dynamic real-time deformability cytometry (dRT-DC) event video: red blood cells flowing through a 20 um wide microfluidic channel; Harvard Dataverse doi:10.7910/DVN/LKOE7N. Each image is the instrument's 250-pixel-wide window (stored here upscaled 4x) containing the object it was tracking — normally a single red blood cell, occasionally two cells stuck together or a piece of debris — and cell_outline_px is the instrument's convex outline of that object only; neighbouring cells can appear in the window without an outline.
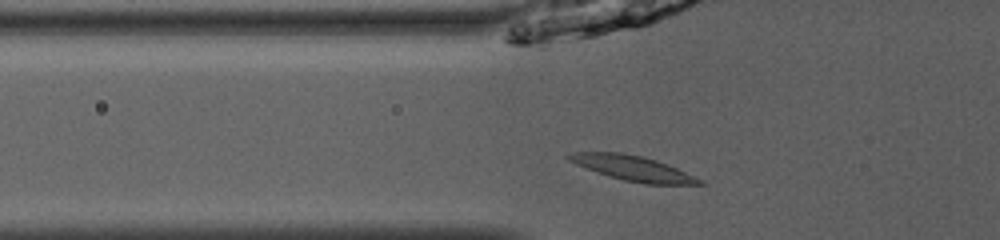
{"species": "common noctule bat (a hibernating species)", "species_latin": "Nyctalus noctula", "temperature_condition": "room temperature", "stored_images_in_passage": 35, "camera_frame_rate_fps": 3000, "um_per_image_px": 0.085, "animal": {"sex": "male", "body_mass_g": 13.0, "forearm_length_mm": 53.1}, "frame": {"image": 1, "passage_image": 3, "time_ms": 0.667, "image_size_px": [1000, 240], "cell_outline_px": [[704, 184], [644, 184], [624, 180], [576, 164], [568, 160], [564, 156], [576, 152], [624, 152], [644, 156], [668, 164], [704, 180]], "centroid_in_image_um": [53.84, 14.28], "position_along_channel_um": 72.0, "area_um2": 18.84}}
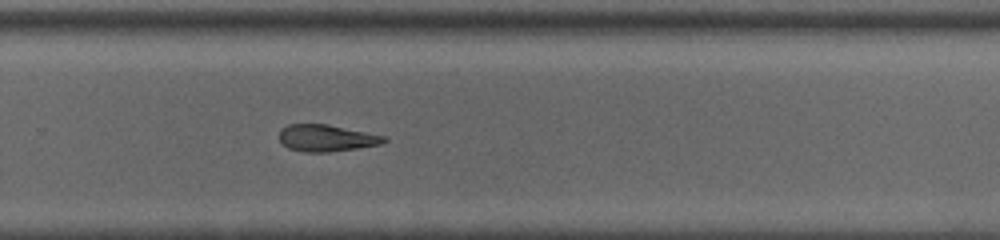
{"frame": {"image": 2, "passage_image": 20, "time_ms": 6.333, "image_size_px": [1000, 240], "cell_outline_px": [[388, 140], [380, 144], [356, 148], [328, 152], [304, 152], [288, 148], [280, 140], [280, 128], [288, 124], [328, 124], [388, 136]], "centroid_in_image_um": [27.77, 11.72], "position_along_channel_um": 302.0, "area_um2": 16.42}}
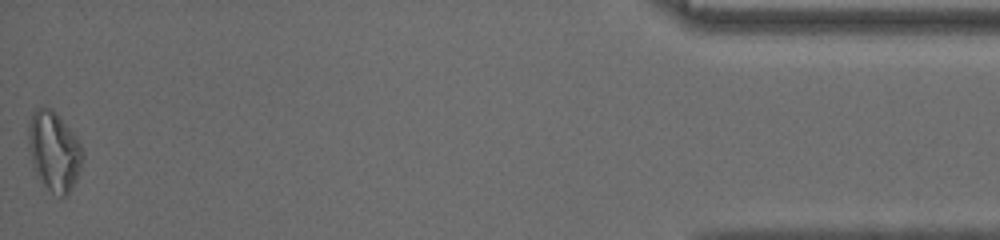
{"frame": {"image": 3, "passage_image": 35, "time_ms": 11.333, "image_size_px": [1000, 240], "cell_outline_px": [[84, 152], [80, 168], [68, 196], [60, 196], [52, 192], [36, 176], [32, 164], [28, 148], [28, 124], [32, 112], [36, 108], [52, 108], [56, 112], [72, 132], [80, 144]], "centroid_in_image_um": [4.56, 12.84], "position_along_channel_um": 430.6, "area_um2": 25.03}, "authors_computed_cell_mechanics": {"area_um2": 17.5712, "velocity_mm_per_s": 4.0591, "shape_relaxation_time_tau1_ms": 3.0073, "shape_relaxation_time_tau2_ms": null, "deformation_change_tau1": 0.1229, "deformation_change_tau2": null}}